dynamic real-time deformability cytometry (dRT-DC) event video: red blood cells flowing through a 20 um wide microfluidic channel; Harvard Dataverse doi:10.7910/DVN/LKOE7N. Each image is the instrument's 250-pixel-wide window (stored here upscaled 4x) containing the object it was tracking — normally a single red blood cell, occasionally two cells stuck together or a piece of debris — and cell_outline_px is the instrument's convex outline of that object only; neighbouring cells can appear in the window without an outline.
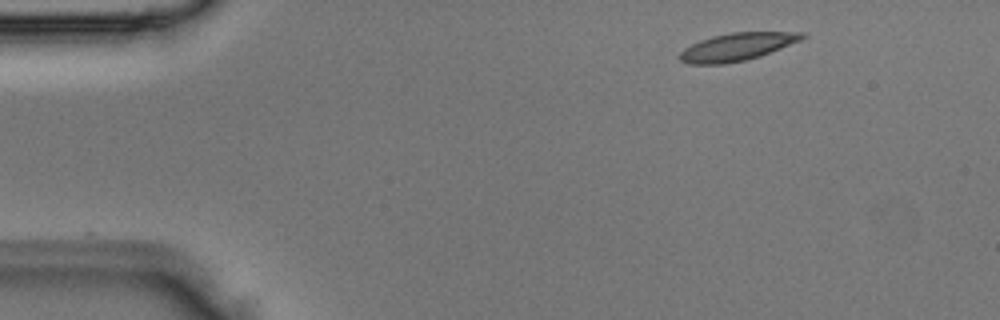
{"species": "Egyptian fruit bat (a non-hibernating species)", "species_latin": "Rousettus aegyptiacus", "temperature_condition": "room temperature", "stored_images_in_passage": 3, "segment_of_instrument_passage": [1, 2], "camera_frame_rate_fps": 3000, "um_per_image_px": 0.085, "animal": {"sex": "male"}, "frame": {"image": 1, "passage_image": 1, "time_ms": 0.0, "image_size_px": [1000, 320], "cell_outline_px": [[808, 36], [800, 40], [760, 56], [744, 60], [724, 64], [688, 64], [680, 60], [680, 52], [684, 48], [700, 40], [712, 36], [732, 32], [804, 32]], "centroid_in_image_um": [62.63, 3.97], "position_along_channel_um": 22.4, "area_um2": 19.59}}